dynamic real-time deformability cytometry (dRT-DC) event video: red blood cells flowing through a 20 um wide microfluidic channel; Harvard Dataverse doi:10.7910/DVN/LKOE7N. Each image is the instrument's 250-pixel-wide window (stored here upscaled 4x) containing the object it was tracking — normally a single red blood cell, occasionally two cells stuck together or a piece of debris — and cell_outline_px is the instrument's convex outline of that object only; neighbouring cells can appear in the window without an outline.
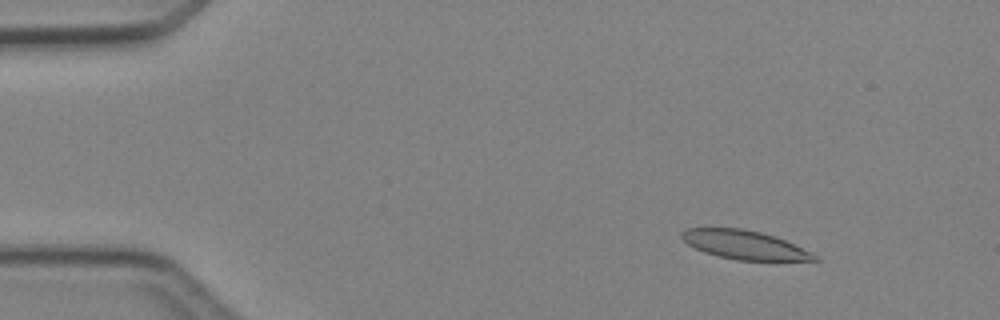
{"species": "Egyptian fruit bat (a non-hibernating species)", "species_latin": "Rousettus aegyptiacus", "temperature_condition": "cold", "stored_images_in_passage": 4, "camera_frame_rate_fps": 3000, "um_per_image_px": 0.085, "animal": {"sex": "female"}, "frame": {"image": 1, "passage_image": 2, "time_ms": 1.333, "image_size_px": [1000, 320], "cell_outline_px": [[820, 260], [736, 260], [704, 252], [688, 244], [680, 236], [680, 232], [688, 228], [740, 228], [760, 232], [776, 236], [820, 256]], "centroid_in_image_um": [63.29, 20.81], "position_along_channel_um": 21.7, "area_um2": 22.08}}